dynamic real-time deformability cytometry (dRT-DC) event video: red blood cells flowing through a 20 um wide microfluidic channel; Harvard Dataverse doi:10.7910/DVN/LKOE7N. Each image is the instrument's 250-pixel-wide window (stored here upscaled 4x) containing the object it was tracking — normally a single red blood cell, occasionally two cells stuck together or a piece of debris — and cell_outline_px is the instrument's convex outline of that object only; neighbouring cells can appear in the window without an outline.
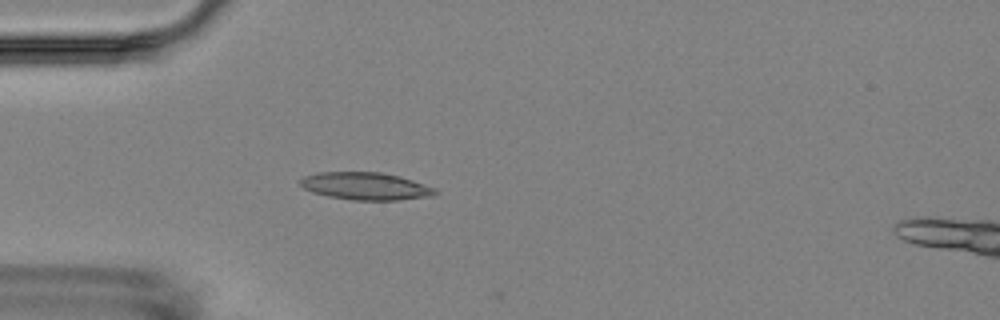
{"species": "Egyptian fruit bat (a non-hibernating species)", "species_latin": "Rousettus aegyptiacus", "temperature_condition": "room temperature", "stored_images_in_passage": 4, "camera_frame_rate_fps": 3000, "um_per_image_px": 0.085, "animal": {"sex": "female"}, "frame": {"image": 1, "passage_image": 4, "time_ms": 3.667, "image_size_px": [1000, 320], "cell_outline_px": [[440, 192], [432, 196], [396, 200], [352, 200], [328, 196], [312, 192], [304, 188], [300, 184], [300, 180], [304, 176], [316, 172], [384, 172], [400, 176], [436, 188]], "centroid_in_image_um": [31.09, 15.81], "position_along_channel_um": 53.9, "area_um2": 21.73}}